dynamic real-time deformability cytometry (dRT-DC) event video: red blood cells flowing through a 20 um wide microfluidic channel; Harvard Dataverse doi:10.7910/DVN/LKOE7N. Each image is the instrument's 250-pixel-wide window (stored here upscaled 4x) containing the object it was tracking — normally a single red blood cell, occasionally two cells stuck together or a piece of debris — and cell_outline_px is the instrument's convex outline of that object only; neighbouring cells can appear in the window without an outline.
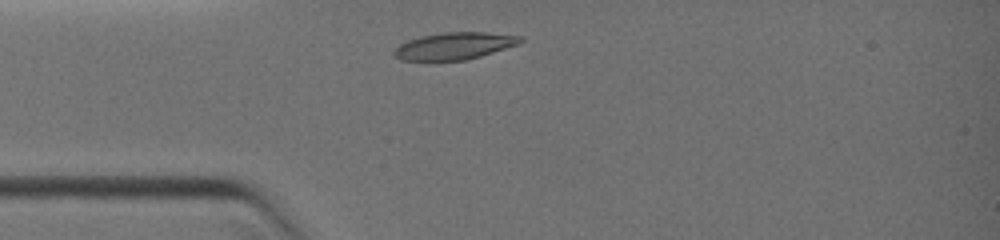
{"species": "common noctule bat (a hibernating species)", "species_latin": "Nyctalus noctula", "temperature_condition": "warm", "stored_images_in_passage": 1, "camera_frame_rate_fps": 3000, "um_per_image_px": 0.085, "animal": {"sex": "female", "body_mass_g": 19.0, "forearm_length_mm": 51.5}, "frame": {"image": 1, "passage_image": 1, "time_ms": 0.0, "image_size_px": [1000, 240], "cell_outline_px": [[524, 40], [520, 44], [480, 56], [464, 60], [400, 60], [392, 56], [392, 52], [400, 44], [408, 40], [420, 36], [444, 32], [488, 32], [520, 36]], "centroid_in_image_um": [38.61, 3.9], "position_along_channel_um": 46.4, "area_um2": 19.94}}